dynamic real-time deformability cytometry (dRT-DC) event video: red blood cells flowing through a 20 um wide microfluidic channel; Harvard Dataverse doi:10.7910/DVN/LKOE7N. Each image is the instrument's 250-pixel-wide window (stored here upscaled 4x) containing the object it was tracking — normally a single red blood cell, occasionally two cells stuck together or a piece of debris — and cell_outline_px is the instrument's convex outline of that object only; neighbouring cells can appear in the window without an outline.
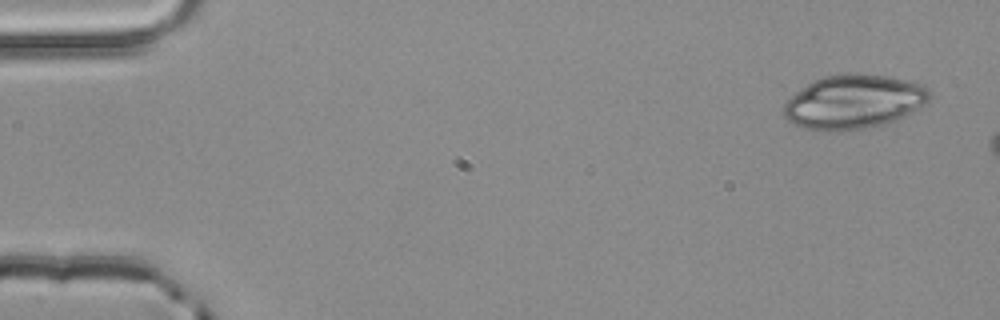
{"species": "common noctule bat (a hibernating species)", "species_latin": "Nyctalus noctula", "temperature_condition": "room temperature", "stored_images_in_passage": 3, "camera_frame_rate_fps": 3000, "um_per_image_px": 0.085, "animal": {"sex": "male", "body_mass_g": 20.4}, "frame": {"image": 1, "passage_image": 1, "time_ms": 0.0, "image_size_px": [1000, 320], "cell_outline_px": [[932, 96], [924, 104], [912, 112], [896, 120], [864, 128], [840, 132], [832, 132], [804, 128], [792, 124], [784, 116], [780, 108], [796, 92], [808, 84], [824, 76], [856, 72], [888, 76], [924, 84], [932, 92]], "centroid_in_image_um": [72.57, 8.65], "position_along_channel_um": 12.4, "area_um2": 46.24}}